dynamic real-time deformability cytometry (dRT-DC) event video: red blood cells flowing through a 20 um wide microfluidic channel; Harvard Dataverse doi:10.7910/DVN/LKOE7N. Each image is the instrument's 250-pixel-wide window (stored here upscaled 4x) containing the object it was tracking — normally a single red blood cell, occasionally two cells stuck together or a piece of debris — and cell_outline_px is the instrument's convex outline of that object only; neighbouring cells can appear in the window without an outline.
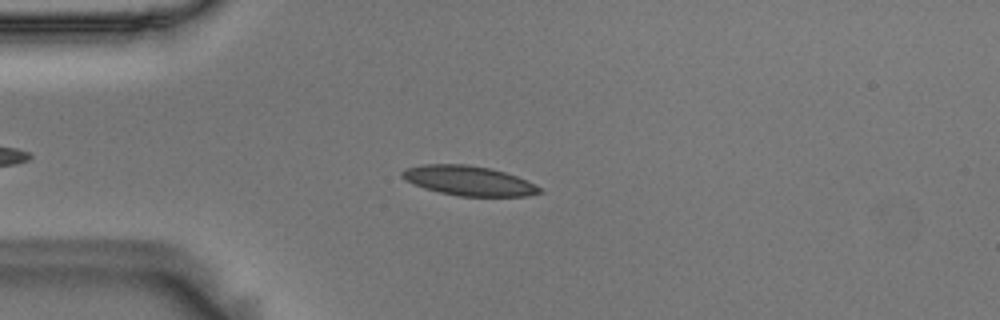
{"species": "Egyptian fruit bat (a non-hibernating species)", "species_latin": "Rousettus aegyptiacus", "temperature_condition": "room temperature", "stored_images_in_passage": 46, "camera_frame_rate_fps": 3000, "um_per_image_px": 0.085, "animal": {"sex": "male"}, "frame": {"image": 1, "passage_image": 9, "time_ms": 2.667, "image_size_px": [1000, 320], "cell_outline_px": [[544, 192], [528, 196], [460, 196], [440, 192], [424, 188], [404, 180], [400, 176], [400, 172], [404, 168], [420, 164], [468, 164], [492, 168], [516, 176], [536, 184]], "centroid_in_image_um": [39.81, 15.35], "position_along_channel_um": 45.2, "area_um2": 23.99}}
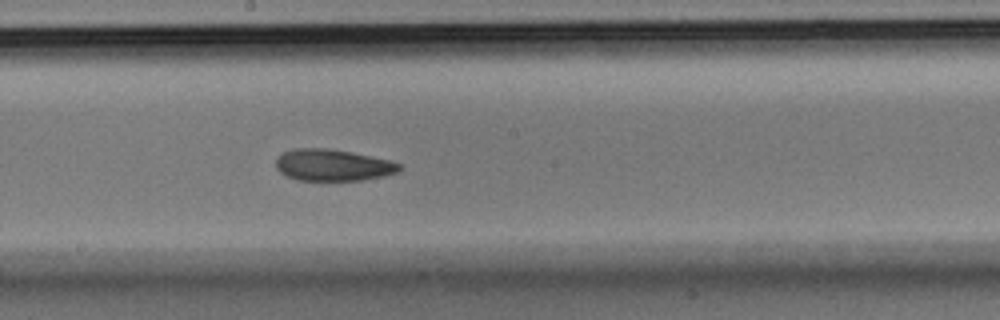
{"frame": {"image": 2, "passage_image": 25, "time_ms": 8.0, "image_size_px": [1000, 320], "cell_outline_px": [[400, 172], [384, 176], [360, 180], [296, 180], [280, 172], [276, 168], [276, 156], [292, 148], [328, 148], [352, 152], [392, 160], [400, 164]], "centroid_in_image_um": [28.29, 14.02], "position_along_channel_um": 219.9, "area_um2": 22.95}}
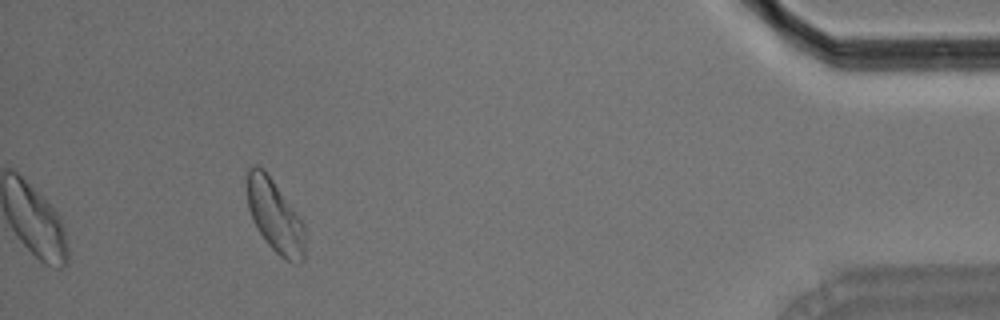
{"frame": {"image": 3, "passage_image": 46, "time_ms": 15.0, "image_size_px": [1000, 320], "cell_outline_px": [[304, 260], [300, 264], [288, 260], [280, 256], [268, 244], [260, 232], [248, 208], [244, 172], [252, 164], [256, 164], [264, 168], [304, 224]], "centroid_in_image_um": [23.32, 18.29], "position_along_channel_um": 411.9, "area_um2": 24.51}, "authors_computed_cell_mechanics": {"area_um2": 23.4668, "velocity_mm_per_s": 3.6017, "shape_relaxation_time_tau1_ms": 7.5904, "shape_relaxation_time_tau2_ms": 6.5401, "deformation_change_tau1": 0.1475, "deformation_change_tau2": 0.0968}}